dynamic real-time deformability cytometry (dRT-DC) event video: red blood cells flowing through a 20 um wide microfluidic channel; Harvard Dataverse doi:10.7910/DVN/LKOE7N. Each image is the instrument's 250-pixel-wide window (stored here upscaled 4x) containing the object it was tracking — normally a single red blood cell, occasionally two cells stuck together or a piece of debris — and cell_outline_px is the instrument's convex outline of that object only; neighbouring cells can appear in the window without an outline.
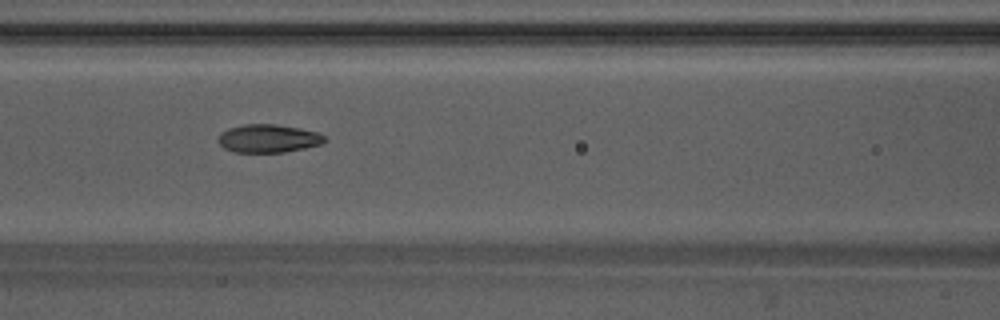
{"species": "Egyptian fruit bat (a non-hibernating species)", "species_latin": "Rousettus aegyptiacus", "temperature_condition": "warm", "stored_images_in_passage": 38, "camera_frame_rate_fps": 3000, "um_per_image_px": 0.085, "animal": {"sex": "male"}, "frame": {"image": 1, "passage_image": 7, "time_ms": 2.0, "image_size_px": [1000, 320], "cell_outline_px": [[328, 140], [320, 144], [304, 148], [284, 152], [232, 152], [224, 148], [216, 140], [220, 132], [228, 128], [244, 124], [276, 124], [300, 128], [316, 132], [324, 136]], "centroid_in_image_um": [22.76, 11.76], "position_along_channel_um": 143.8, "area_um2": 17.57}}
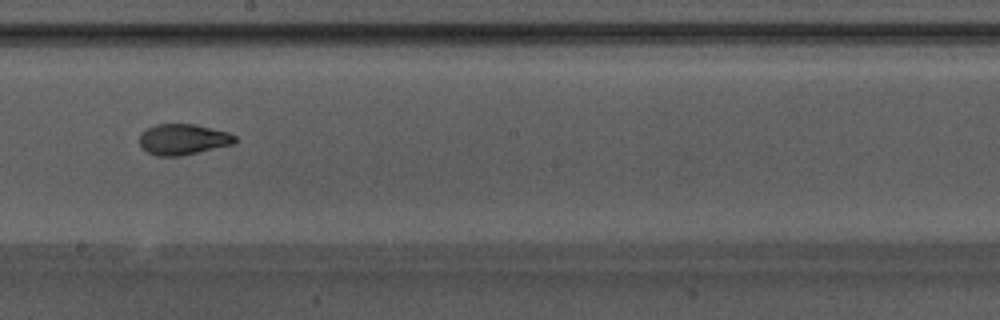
{"frame": {"image": 2, "passage_image": 14, "time_ms": 4.333, "image_size_px": [1000, 320], "cell_outline_px": [[236, 140], [232, 144], [180, 156], [156, 156], [148, 152], [140, 144], [140, 132], [156, 124], [192, 124], [228, 132], [236, 136]], "centroid_in_image_um": [15.53, 11.84], "position_along_channel_um": 232.7, "area_um2": 16.88}}
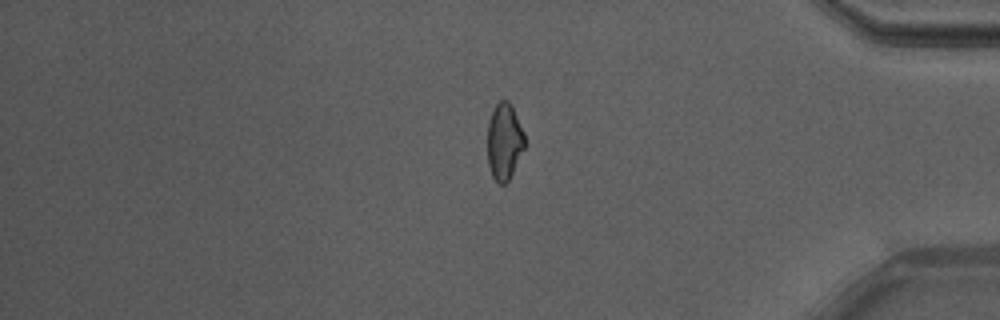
{"frame": {"image": 3, "passage_image": 29, "time_ms": 9.333, "image_size_px": [1000, 320], "cell_outline_px": [[524, 148], [508, 180], [504, 184], [500, 184], [492, 176], [488, 164], [488, 124], [492, 112], [496, 104], [500, 100], [508, 100], [524, 132]], "centroid_in_image_um": [42.85, 12.03], "position_along_channel_um": 392.4, "area_um2": 16.18}, "authors_computed_cell_mechanics": {"area_um2": 17.3111, "velocity_mm_per_s": 3.8124, "shape_relaxation_time_tau1_ms": 4.4522, "shape_relaxation_time_tau2_ms": 1.3675, "deformation_change_tau1": 0.1865, "deformation_change_tau2": 0.0752}}